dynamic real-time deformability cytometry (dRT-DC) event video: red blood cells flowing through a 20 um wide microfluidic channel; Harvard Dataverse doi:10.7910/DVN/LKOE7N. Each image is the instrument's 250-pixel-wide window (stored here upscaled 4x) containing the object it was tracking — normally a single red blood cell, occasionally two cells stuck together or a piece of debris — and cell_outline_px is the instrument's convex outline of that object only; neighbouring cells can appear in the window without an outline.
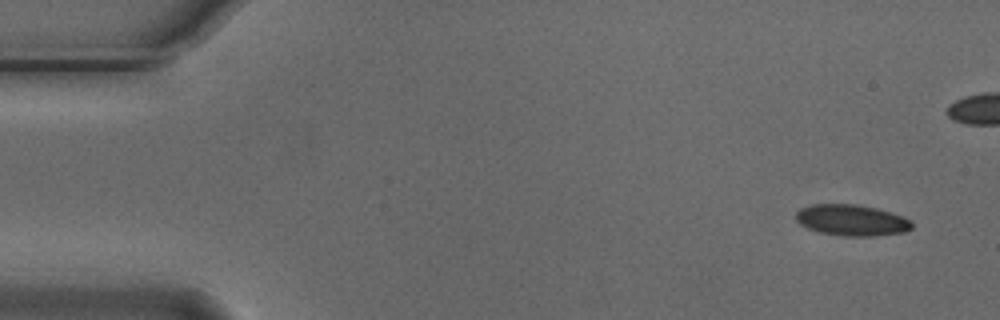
{"species": "Egyptian fruit bat (a non-hibernating species)", "species_latin": "Rousettus aegyptiacus", "temperature_condition": "cold", "stored_images_in_passage": 11, "segment_of_instrument_passage": [1, 2], "camera_frame_rate_fps": 3000, "um_per_image_px": 0.085, "animal": {"sex": "male"}, "frame": {"image": 1, "passage_image": 1, "time_ms": 0.0, "image_size_px": [1000, 320], "cell_outline_px": [[912, 228], [904, 232], [872, 236], [844, 236], [820, 232], [808, 228], [800, 224], [796, 220], [796, 212], [800, 208], [812, 204], [856, 204], [876, 208], [892, 212], [904, 216], [912, 220]], "centroid_in_image_um": [72.41, 18.71], "position_along_channel_um": 12.6, "area_um2": 21.15}}
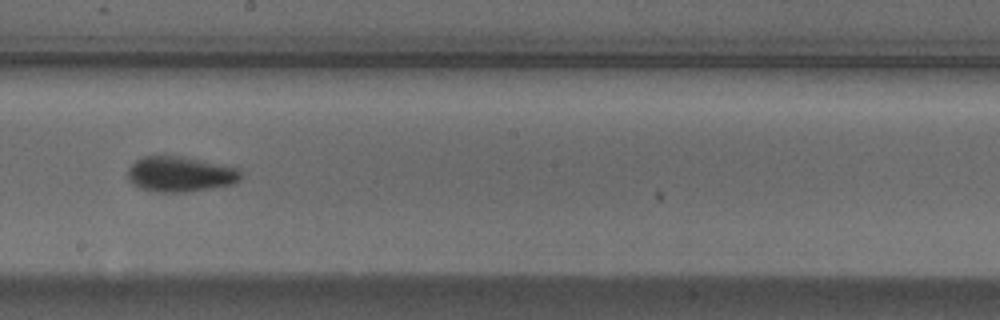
{"frame": {"image": 2, "passage_image": 8, "time_ms": 2.333, "image_size_px": [1000, 320], "cell_outline_px": [[244, 176], [240, 180], [232, 184], [184, 192], [156, 192], [140, 188], [132, 184], [128, 180], [128, 168], [136, 160], [144, 156], [180, 156], [240, 168]], "centroid_in_image_um": [15.32, 14.8], "position_along_channel_um": 232.9, "area_um2": 23.29}}
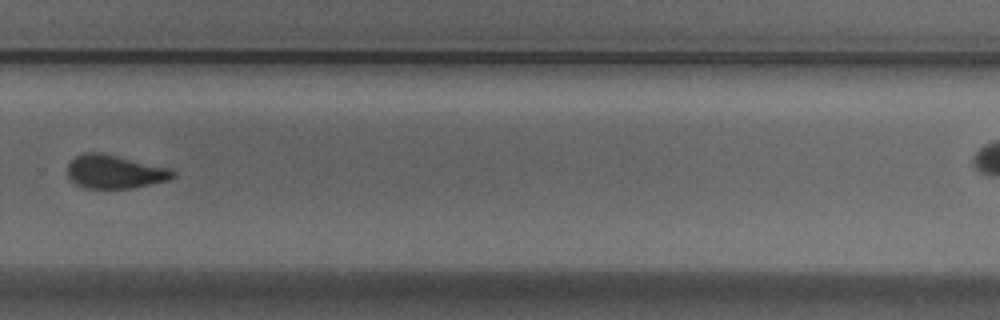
{"frame": {"image": 3, "passage_image": 10, "time_ms": 3.0, "image_size_px": [1000, 320], "cell_outline_px": [[176, 176], [168, 180], [132, 188], [84, 188], [76, 184], [68, 176], [68, 164], [76, 156], [84, 152], [100, 152], [168, 168], [176, 172]], "centroid_in_image_um": [9.74, 14.6], "position_along_channel_um": 320.1, "area_um2": 20.35}}